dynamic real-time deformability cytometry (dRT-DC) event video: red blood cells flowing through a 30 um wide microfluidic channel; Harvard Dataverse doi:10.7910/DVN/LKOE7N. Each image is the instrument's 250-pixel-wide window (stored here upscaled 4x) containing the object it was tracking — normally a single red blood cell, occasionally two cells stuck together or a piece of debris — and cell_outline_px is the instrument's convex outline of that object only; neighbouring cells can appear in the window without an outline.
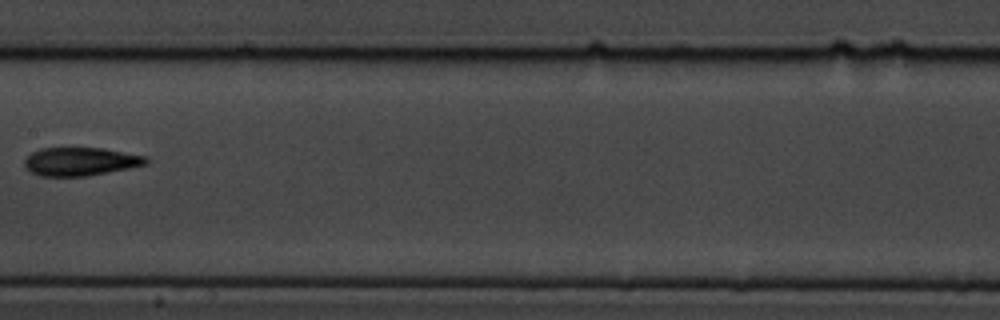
{"species": "common noctule bat (a hibernating species)", "species_latin": "Nyctalus noctula", "temperature_condition": "cold", "stored_images_in_passage": 9, "camera_frame_rate_fps": 3000, "um_per_image_px": 0.085, "animal": {"sex": "male", "body_mass_g": 19.5, "forearm_length_mm": 54.6}, "frame": {"image": 1, "passage_image": 9, "time_ms": 9.333, "image_size_px": [1000, 320], "cell_outline_px": [[148, 164], [128, 168], [84, 176], [40, 176], [32, 172], [24, 164], [24, 160], [32, 152], [40, 148], [104, 148], [148, 156]], "centroid_in_image_um": [6.86, 13.71], "position_along_channel_um": 200.5, "area_um2": 19.94}}